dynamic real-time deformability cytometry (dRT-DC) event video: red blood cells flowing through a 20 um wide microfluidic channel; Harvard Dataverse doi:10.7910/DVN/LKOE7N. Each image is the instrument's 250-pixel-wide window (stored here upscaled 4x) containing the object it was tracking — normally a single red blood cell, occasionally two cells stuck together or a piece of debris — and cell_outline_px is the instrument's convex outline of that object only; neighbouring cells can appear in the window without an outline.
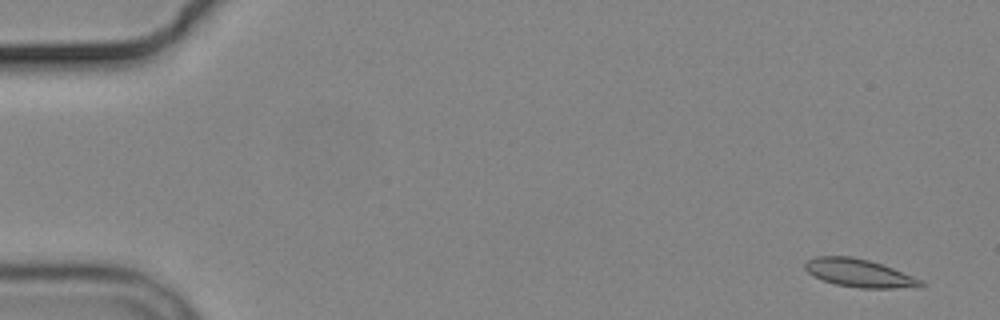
{"species": "common noctule bat (a hibernating species)", "species_latin": "Nyctalus noctula", "temperature_condition": "cold", "stored_images_in_passage": 5, "camera_frame_rate_fps": 3000, "um_per_image_px": 0.085, "animal": {"sex": "male", "body_mass_g": 19.2, "forearm_length_mm": 51.8}, "frame": {"image": 1, "passage_image": 1, "time_ms": 0.0, "image_size_px": [1000, 320], "cell_outline_px": [[924, 284], [920, 288], [860, 288], [836, 284], [824, 280], [808, 272], [804, 268], [804, 264], [808, 260], [816, 256], [852, 256], [868, 260], [892, 268], [924, 280]], "centroid_in_image_um": [73.08, 23.22], "position_along_channel_um": 11.9, "area_um2": 18.84}}
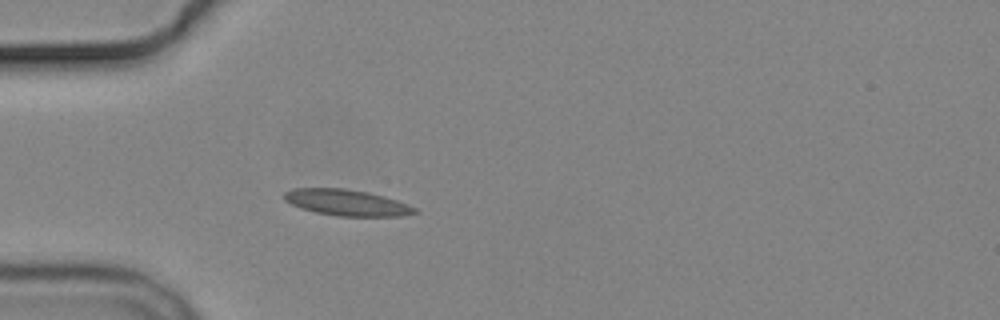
{"frame": {"image": 2, "passage_image": 5, "time_ms": 4.667, "image_size_px": [1000, 320], "cell_outline_px": [[420, 212], [400, 216], [336, 216], [316, 212], [300, 208], [284, 200], [284, 192], [292, 188], [344, 188], [368, 192], [384, 196], [408, 204], [416, 208]], "centroid_in_image_um": [29.47, 17.22], "position_along_channel_um": 55.5, "area_um2": 19.94}}